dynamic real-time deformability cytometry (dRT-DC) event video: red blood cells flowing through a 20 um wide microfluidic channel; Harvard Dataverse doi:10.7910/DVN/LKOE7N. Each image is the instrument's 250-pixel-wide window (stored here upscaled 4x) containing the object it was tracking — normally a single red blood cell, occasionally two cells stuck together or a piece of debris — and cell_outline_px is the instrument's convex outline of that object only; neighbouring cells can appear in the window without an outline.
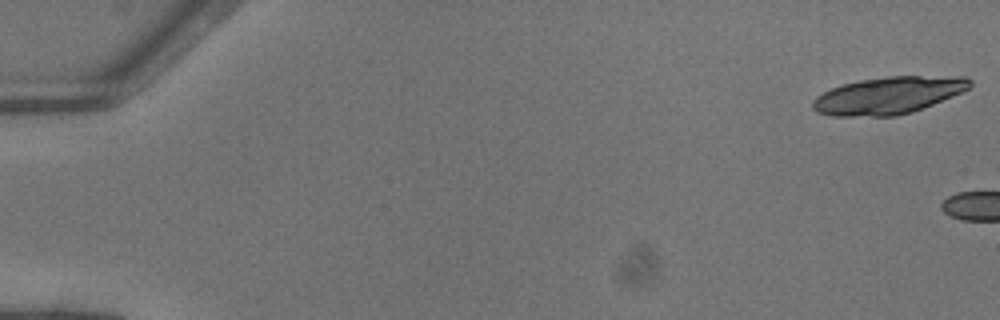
{"species": "common noctule bat (a hibernating species)", "species_latin": "Nyctalus noctula", "temperature_condition": "warm", "stored_images_in_passage": 4, "camera_frame_rate_fps": 3000, "um_per_image_px": 0.085, "animal": {"sex": "female"}, "frame": {"image": 1, "passage_image": 1, "time_ms": 0.0, "image_size_px": [1000, 320], "cell_outline_px": [[972, 84], [968, 88], [952, 96], [912, 112], [896, 116], [832, 116], [816, 112], [812, 108], [812, 100], [816, 96], [832, 88], [844, 84], [860, 80], [888, 76], [968, 76], [972, 80]], "centroid_in_image_um": [75.5, 8.1], "position_along_channel_um": 9.5, "area_um2": 33.99}}